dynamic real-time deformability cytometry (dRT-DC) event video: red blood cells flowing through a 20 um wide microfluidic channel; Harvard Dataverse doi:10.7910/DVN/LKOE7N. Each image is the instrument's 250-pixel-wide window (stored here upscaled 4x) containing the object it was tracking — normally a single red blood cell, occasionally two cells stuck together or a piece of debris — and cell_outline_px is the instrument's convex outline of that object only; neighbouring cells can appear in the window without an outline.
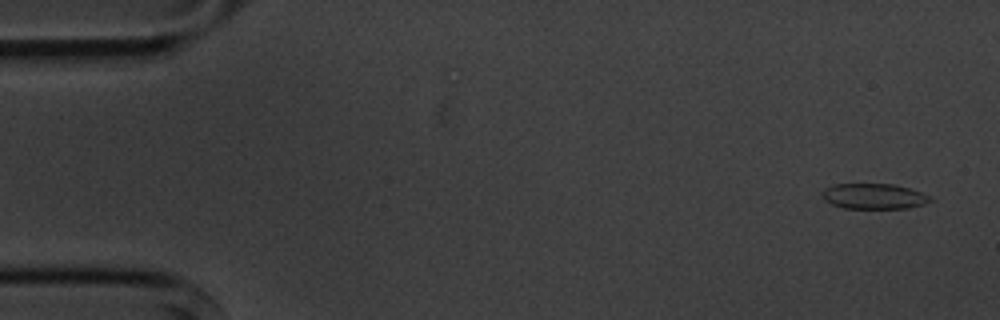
{"species": "common noctule bat (a hibernating species)", "species_latin": "Nyctalus noctula", "temperature_condition": "cold", "stored_images_in_passage": 5, "camera_frame_rate_fps": 3000, "um_per_image_px": 0.085, "animal": {"sex": "male", "body_mass_g": 20.1, "forearm_length_mm": 53.5}, "frame": {"image": 1, "passage_image": 1, "time_ms": 0.0, "image_size_px": [1000, 320], "cell_outline_px": [[932, 200], [924, 204], [908, 208], [844, 208], [832, 204], [824, 200], [824, 188], [832, 184], [892, 184], [908, 188], [920, 192], [928, 196]], "centroid_in_image_um": [74.26, 16.68], "position_along_channel_um": 10.7, "area_um2": 15.78}}
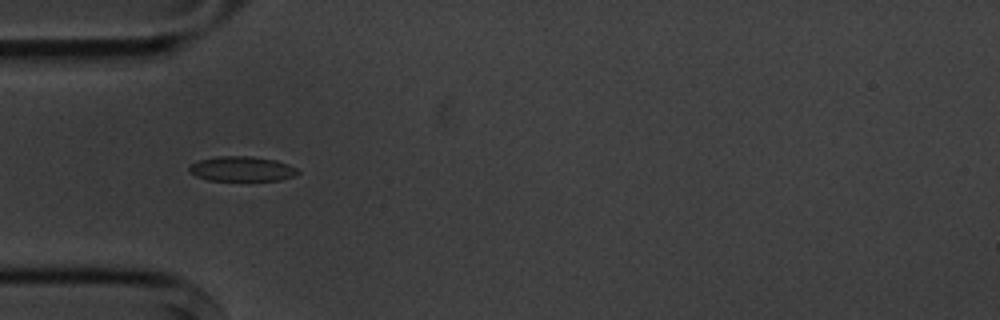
{"frame": {"image": 2, "passage_image": 4, "time_ms": 4.667, "image_size_px": [1000, 320], "cell_outline_px": [[300, 172], [292, 176], [280, 180], [208, 180], [196, 176], [188, 172], [188, 168], [192, 164], [200, 160], [216, 156], [248, 156], [276, 160], [288, 164], [296, 168]], "centroid_in_image_um": [20.53, 14.35], "position_along_channel_um": 64.5, "area_um2": 15.61}}
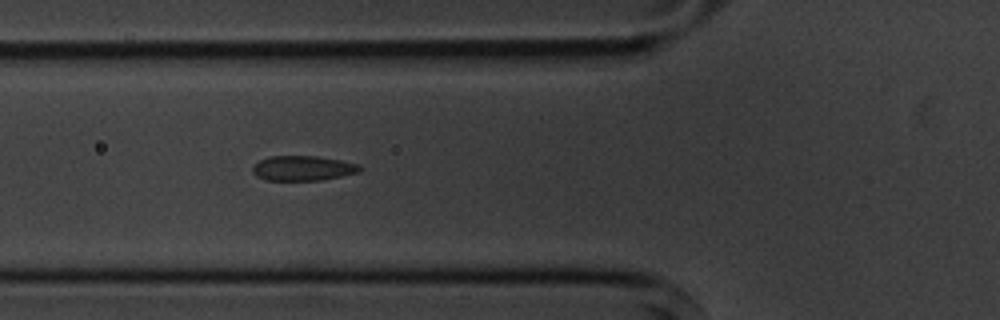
{"frame": {"image": 3, "passage_image": 5, "time_ms": 5.667, "image_size_px": [1000, 320], "cell_outline_px": [[364, 168], [360, 172], [320, 180], [264, 180], [256, 176], [252, 172], [252, 164], [268, 156], [316, 156], [340, 160], [360, 164]], "centroid_in_image_um": [25.73, 14.29], "position_along_channel_um": 100.1, "area_um2": 15.72}}